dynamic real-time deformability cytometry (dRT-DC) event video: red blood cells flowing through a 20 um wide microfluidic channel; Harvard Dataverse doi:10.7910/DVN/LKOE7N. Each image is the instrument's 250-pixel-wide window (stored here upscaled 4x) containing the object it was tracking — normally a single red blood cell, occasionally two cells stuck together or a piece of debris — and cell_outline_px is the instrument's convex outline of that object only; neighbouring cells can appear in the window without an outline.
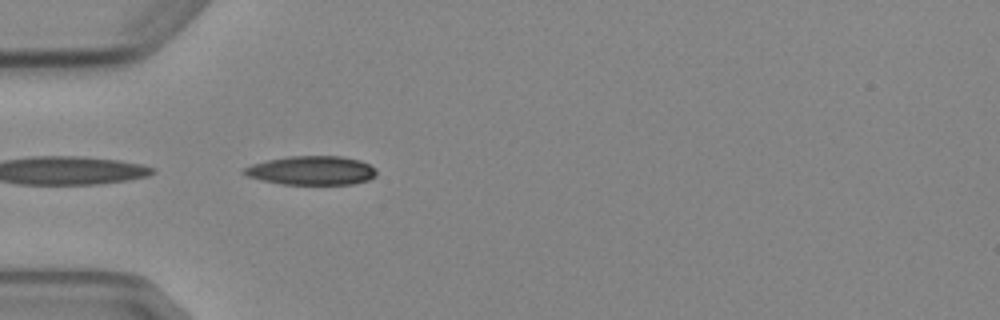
{"species": "Egyptian fruit bat (a non-hibernating species)", "species_latin": "Rousettus aegyptiacus", "temperature_condition": "cold", "stored_images_in_passage": 5, "camera_frame_rate_fps": 3000, "um_per_image_px": 0.085, "animal": {"sex": "female"}, "frame": {"image": 1, "passage_image": 5, "time_ms": 4.667, "image_size_px": [1000, 320], "cell_outline_px": [[376, 176], [368, 180], [352, 184], [284, 184], [264, 180], [248, 176], [240, 172], [244, 168], [252, 164], [268, 160], [288, 156], [340, 156], [360, 160], [368, 164], [376, 172]], "centroid_in_image_um": [26.48, 14.48], "position_along_channel_um": 58.5, "area_um2": 22.08}}